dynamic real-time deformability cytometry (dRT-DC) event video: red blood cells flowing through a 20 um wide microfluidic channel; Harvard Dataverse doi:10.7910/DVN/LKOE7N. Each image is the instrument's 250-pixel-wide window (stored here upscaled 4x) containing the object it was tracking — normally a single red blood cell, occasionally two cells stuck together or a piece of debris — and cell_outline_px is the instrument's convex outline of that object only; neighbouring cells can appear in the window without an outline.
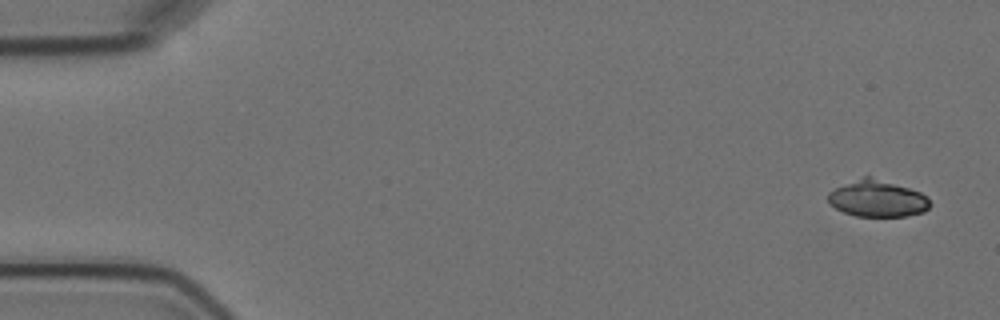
{"species": "Egyptian fruit bat (a non-hibernating species)", "species_latin": "Rousettus aegyptiacus", "temperature_condition": "cold", "stored_images_in_passage": 5, "camera_frame_rate_fps": 3000, "um_per_image_px": 0.085, "animal": {"sex": "female"}, "frame": {"image": 1, "passage_image": 1, "time_ms": 0.0, "image_size_px": [1000, 320], "cell_outline_px": [[932, 204], [924, 212], [904, 216], [856, 216], [844, 212], [836, 208], [828, 200], [828, 192], [836, 188], [864, 176], [868, 176], [908, 188], [920, 192]], "centroid_in_image_um": [74.58, 16.9], "position_along_channel_um": 10.4, "area_um2": 21.21}}
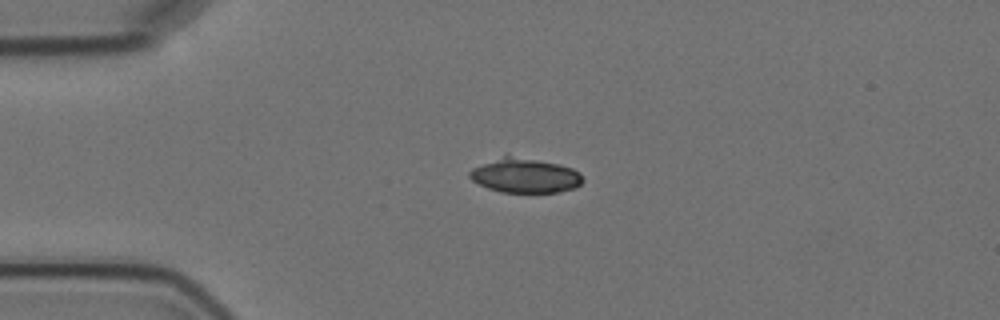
{"frame": {"image": 2, "passage_image": 4, "time_ms": 3.667, "image_size_px": [1000, 320], "cell_outline_px": [[584, 180], [576, 188], [556, 192], [500, 192], [488, 188], [472, 180], [468, 176], [468, 172], [472, 168], [508, 152], [560, 164], [572, 168], [580, 172]], "centroid_in_image_um": [44.61, 14.87], "position_along_channel_um": 40.4, "area_um2": 23.47}}